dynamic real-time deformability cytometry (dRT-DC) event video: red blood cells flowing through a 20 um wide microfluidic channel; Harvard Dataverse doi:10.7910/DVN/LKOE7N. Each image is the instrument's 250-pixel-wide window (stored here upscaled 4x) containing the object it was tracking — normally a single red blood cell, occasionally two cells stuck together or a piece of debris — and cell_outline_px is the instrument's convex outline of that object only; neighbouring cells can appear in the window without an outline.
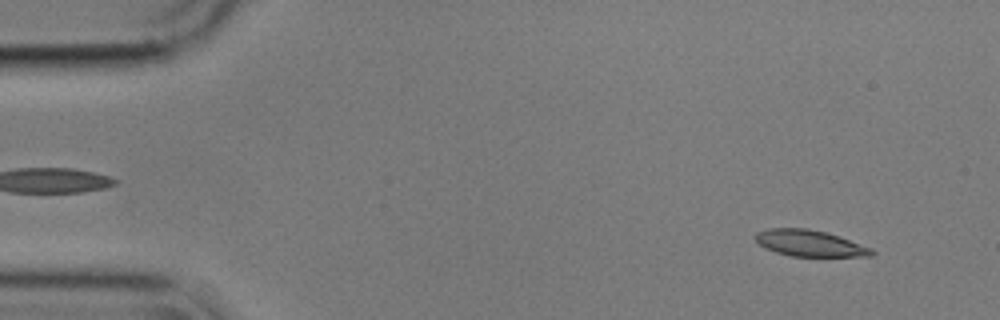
{"species": "common noctule bat (a hibernating species)", "species_latin": "Nyctalus noctula", "temperature_condition": "cold", "stored_images_in_passage": 55, "camera_frame_rate_fps": 3000, "um_per_image_px": 0.085, "animal": {"sex": "male", "body_mass_g": 17.9}, "frame": {"image": 1, "passage_image": 4, "time_ms": 1.0, "image_size_px": [1000, 320], "cell_outline_px": [[876, 252], [872, 256], [792, 256], [776, 252], [764, 248], [752, 236], [756, 232], [768, 228], [808, 228], [824, 232], [872, 248]], "centroid_in_image_um": [68.77, 20.67], "position_along_channel_um": 16.2, "area_um2": 17.69}}
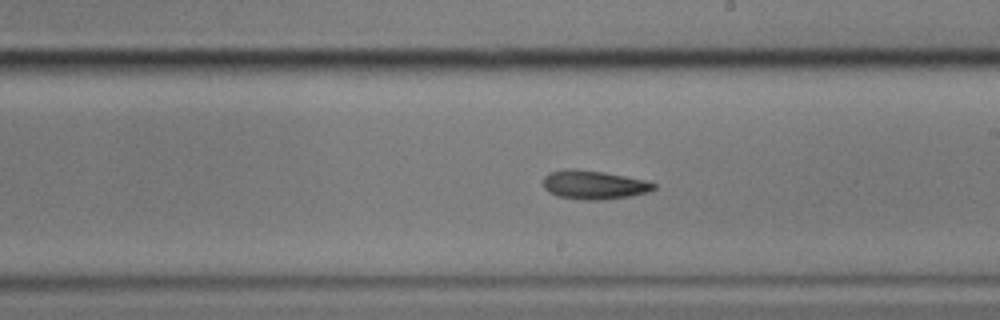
{"frame": {"image": 2, "passage_image": 31, "time_ms": 10.0, "image_size_px": [1000, 320], "cell_outline_px": [[656, 188], [648, 192], [632, 196], [604, 200], [588, 200], [556, 196], [548, 192], [544, 188], [544, 176], [548, 172], [568, 168], [576, 168], [604, 172], [644, 180], [656, 184]], "centroid_in_image_um": [50.46, 15.71], "position_along_channel_um": 238.5, "area_um2": 18.73}}
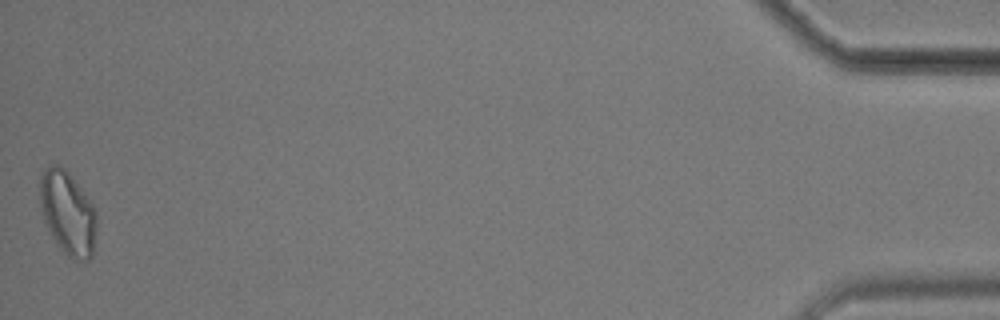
{"frame": {"image": 3, "passage_image": 55, "time_ms": 18.0, "image_size_px": [1000, 320], "cell_outline_px": [[96, 232], [92, 256], [88, 260], [72, 260], [56, 244], [44, 220], [40, 200], [40, 176], [44, 168], [48, 164], [56, 164], [64, 168], [80, 188], [92, 204], [96, 212]], "centroid_in_image_um": [5.75, 18.11], "position_along_channel_um": 429.5, "area_um2": 27.46}, "authors_computed_cell_mechanics": {"area_um2": 19.1318, "velocity_mm_per_s": 3.5461, "shape_relaxation_time_tau1_ms": 5.1169, "shape_relaxation_time_tau2_ms": 9.8085, "deformation_change_tau1": 0.1169, "deformation_change_tau2": 0.2006}}